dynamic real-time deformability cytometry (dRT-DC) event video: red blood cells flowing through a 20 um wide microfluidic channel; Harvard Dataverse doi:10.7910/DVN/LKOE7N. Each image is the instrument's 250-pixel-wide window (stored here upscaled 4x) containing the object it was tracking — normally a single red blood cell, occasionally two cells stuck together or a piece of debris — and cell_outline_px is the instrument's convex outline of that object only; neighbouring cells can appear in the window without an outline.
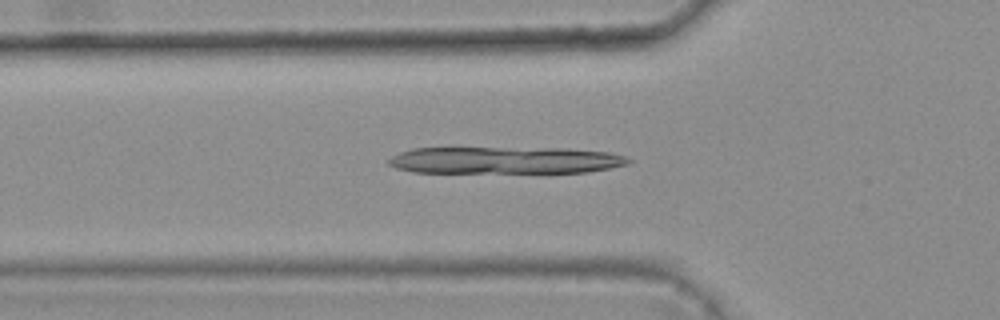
{"species": "common noctule bat (a hibernating species)", "species_latin": "Nyctalus noctula", "temperature_condition": "warm", "stored_images_in_passage": 30, "camera_frame_rate_fps": 3000, "um_per_image_px": 0.085, "animal": {"sex": "female", "body_mass_g": 25.1}, "frame": {"image": 1, "passage_image": 2, "time_ms": 0.333, "image_size_px": [1000, 320], "cell_outline_px": [[632, 160], [628, 164], [588, 172], [412, 172], [396, 168], [388, 164], [388, 160], [392, 156], [400, 152], [412, 148], [568, 148], [608, 152], [624, 156]], "centroid_in_image_um": [42.92, 13.61], "position_along_channel_um": 82.9, "area_um2": 37.63}}
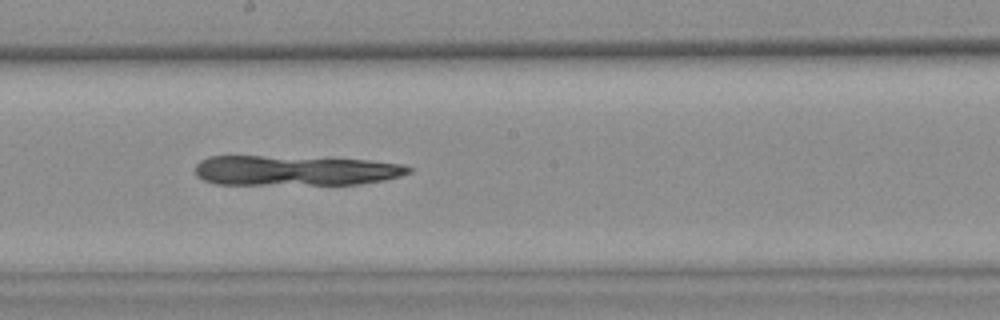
{"frame": {"image": 2, "passage_image": 13, "time_ms": 4.0, "image_size_px": [1000, 320], "cell_outline_px": [[412, 172], [400, 176], [384, 180], [360, 184], [216, 184], [204, 180], [196, 176], [196, 164], [200, 160], [208, 156], [264, 156], [368, 160], [404, 164], [412, 168]], "centroid_in_image_um": [25.09, 14.49], "position_along_channel_um": 223.1, "area_um2": 37.34}}